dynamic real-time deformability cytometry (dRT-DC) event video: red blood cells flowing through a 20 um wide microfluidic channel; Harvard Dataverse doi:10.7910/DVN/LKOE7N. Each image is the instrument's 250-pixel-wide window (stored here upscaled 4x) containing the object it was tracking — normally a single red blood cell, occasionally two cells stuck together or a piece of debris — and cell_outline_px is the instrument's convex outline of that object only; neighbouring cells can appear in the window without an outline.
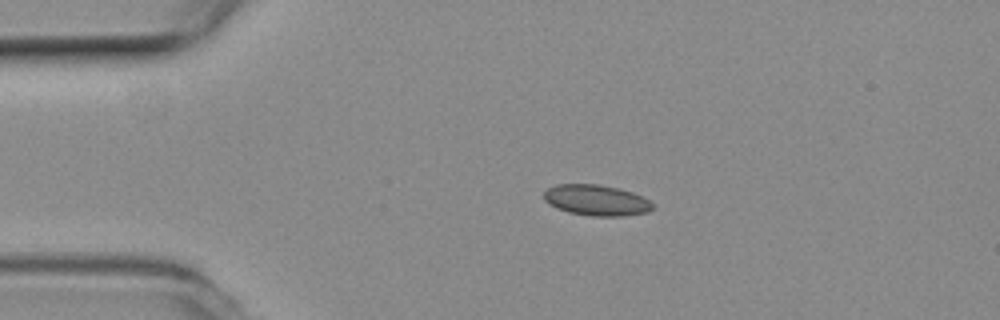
{"species": "common noctule bat (a hibernating species)", "species_latin": "Nyctalus noctula", "temperature_condition": "room temperature", "stored_images_in_passage": 4, "camera_frame_rate_fps": 3000, "um_per_image_px": 0.085, "animal": {"sex": "female", "body_mass_g": 19.3, "forearm_length_mm": 54.1}, "frame": {"image": 1, "passage_image": 3, "time_ms": 0.667, "image_size_px": [1000, 320], "cell_outline_px": [[656, 204], [648, 212], [624, 216], [592, 216], [568, 212], [556, 208], [548, 204], [544, 200], [544, 192], [548, 188], [556, 184], [600, 184], [620, 188], [632, 192]], "centroid_in_image_um": [50.68, 17.01], "position_along_channel_um": 34.3, "area_um2": 19.71}}